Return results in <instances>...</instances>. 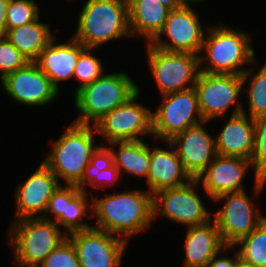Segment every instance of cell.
I'll return each instance as SVG.
<instances>
[{
  "mask_svg": "<svg viewBox=\"0 0 266 267\" xmlns=\"http://www.w3.org/2000/svg\"><path fill=\"white\" fill-rule=\"evenodd\" d=\"M92 196L93 228L106 231L129 242L131 236L147 230L153 223V195L137 189L121 193ZM94 197V198H93Z\"/></svg>",
  "mask_w": 266,
  "mask_h": 267,
  "instance_id": "6da1fadb",
  "label": "cell"
},
{
  "mask_svg": "<svg viewBox=\"0 0 266 267\" xmlns=\"http://www.w3.org/2000/svg\"><path fill=\"white\" fill-rule=\"evenodd\" d=\"M214 203L224 201L222 207L213 214L223 243L235 245L249 235L265 218L259 213L246 191L225 193L217 196Z\"/></svg>",
  "mask_w": 266,
  "mask_h": 267,
  "instance_id": "30bf717a",
  "label": "cell"
},
{
  "mask_svg": "<svg viewBox=\"0 0 266 267\" xmlns=\"http://www.w3.org/2000/svg\"><path fill=\"white\" fill-rule=\"evenodd\" d=\"M113 152L114 165L119 169L147 180L150 164V146L143 140L116 141L108 144ZM114 147H118L117 150Z\"/></svg>",
  "mask_w": 266,
  "mask_h": 267,
  "instance_id": "d4e9b609",
  "label": "cell"
},
{
  "mask_svg": "<svg viewBox=\"0 0 266 267\" xmlns=\"http://www.w3.org/2000/svg\"><path fill=\"white\" fill-rule=\"evenodd\" d=\"M233 247H237L239 257L244 263L255 267H266V218Z\"/></svg>",
  "mask_w": 266,
  "mask_h": 267,
  "instance_id": "4316f807",
  "label": "cell"
},
{
  "mask_svg": "<svg viewBox=\"0 0 266 267\" xmlns=\"http://www.w3.org/2000/svg\"><path fill=\"white\" fill-rule=\"evenodd\" d=\"M200 22L191 6L172 9L162 30L149 44L164 51L199 55L206 34ZM162 35L169 41L162 39Z\"/></svg>",
  "mask_w": 266,
  "mask_h": 267,
  "instance_id": "4fadbf2b",
  "label": "cell"
},
{
  "mask_svg": "<svg viewBox=\"0 0 266 267\" xmlns=\"http://www.w3.org/2000/svg\"><path fill=\"white\" fill-rule=\"evenodd\" d=\"M119 177V169L113 165L110 168L101 170L98 174H84L82 180L76 186L88 194L86 189L87 186L90 185L94 188H105L113 185L115 182L117 183L116 180H119Z\"/></svg>",
  "mask_w": 266,
  "mask_h": 267,
  "instance_id": "e575fe53",
  "label": "cell"
},
{
  "mask_svg": "<svg viewBox=\"0 0 266 267\" xmlns=\"http://www.w3.org/2000/svg\"><path fill=\"white\" fill-rule=\"evenodd\" d=\"M114 165V156L109 146H98L91 156L84 174H98L101 170Z\"/></svg>",
  "mask_w": 266,
  "mask_h": 267,
  "instance_id": "d590c367",
  "label": "cell"
},
{
  "mask_svg": "<svg viewBox=\"0 0 266 267\" xmlns=\"http://www.w3.org/2000/svg\"><path fill=\"white\" fill-rule=\"evenodd\" d=\"M63 185L61 184L52 194L42 218L56 222L61 217L62 213H65L66 203H69L80 191L76 185H66L65 182ZM48 213L54 215V219L51 218L50 216L52 215Z\"/></svg>",
  "mask_w": 266,
  "mask_h": 267,
  "instance_id": "836d02e7",
  "label": "cell"
},
{
  "mask_svg": "<svg viewBox=\"0 0 266 267\" xmlns=\"http://www.w3.org/2000/svg\"><path fill=\"white\" fill-rule=\"evenodd\" d=\"M1 85L10 98L31 107L46 105L59 94L35 61L8 74L1 80Z\"/></svg>",
  "mask_w": 266,
  "mask_h": 267,
  "instance_id": "9a60e30c",
  "label": "cell"
},
{
  "mask_svg": "<svg viewBox=\"0 0 266 267\" xmlns=\"http://www.w3.org/2000/svg\"><path fill=\"white\" fill-rule=\"evenodd\" d=\"M149 70L162 95L184 91L195 86L199 56L186 52H170L147 43Z\"/></svg>",
  "mask_w": 266,
  "mask_h": 267,
  "instance_id": "52a82bcc",
  "label": "cell"
},
{
  "mask_svg": "<svg viewBox=\"0 0 266 267\" xmlns=\"http://www.w3.org/2000/svg\"><path fill=\"white\" fill-rule=\"evenodd\" d=\"M60 185L58 178L41 162L31 176L15 190V219L42 217L52 194Z\"/></svg>",
  "mask_w": 266,
  "mask_h": 267,
  "instance_id": "2e32d148",
  "label": "cell"
},
{
  "mask_svg": "<svg viewBox=\"0 0 266 267\" xmlns=\"http://www.w3.org/2000/svg\"><path fill=\"white\" fill-rule=\"evenodd\" d=\"M91 201V202H90ZM90 215L88 216V214ZM92 198L86 192L80 190L70 201L66 203L65 213L55 222L60 228L65 227L67 235L76 231L88 230L93 225L83 222V217L92 218Z\"/></svg>",
  "mask_w": 266,
  "mask_h": 267,
  "instance_id": "484cf974",
  "label": "cell"
},
{
  "mask_svg": "<svg viewBox=\"0 0 266 267\" xmlns=\"http://www.w3.org/2000/svg\"><path fill=\"white\" fill-rule=\"evenodd\" d=\"M232 249V250H231ZM235 249L233 246H226L219 254H216L205 267H237L239 261L241 260L238 251H233ZM233 251L234 256L231 258L228 256H220L221 253L225 251ZM218 256H220L218 258Z\"/></svg>",
  "mask_w": 266,
  "mask_h": 267,
  "instance_id": "8d00e7d4",
  "label": "cell"
},
{
  "mask_svg": "<svg viewBox=\"0 0 266 267\" xmlns=\"http://www.w3.org/2000/svg\"><path fill=\"white\" fill-rule=\"evenodd\" d=\"M80 267H120L127 241L106 231L90 228L67 235Z\"/></svg>",
  "mask_w": 266,
  "mask_h": 267,
  "instance_id": "5bb4252c",
  "label": "cell"
},
{
  "mask_svg": "<svg viewBox=\"0 0 266 267\" xmlns=\"http://www.w3.org/2000/svg\"><path fill=\"white\" fill-rule=\"evenodd\" d=\"M131 36H144L150 43L162 30L170 9L159 0H128Z\"/></svg>",
  "mask_w": 266,
  "mask_h": 267,
  "instance_id": "603a6c76",
  "label": "cell"
},
{
  "mask_svg": "<svg viewBox=\"0 0 266 267\" xmlns=\"http://www.w3.org/2000/svg\"><path fill=\"white\" fill-rule=\"evenodd\" d=\"M94 48H86L80 55L74 69V78L80 82L75 93L87 84L92 83L105 72L99 58L92 54Z\"/></svg>",
  "mask_w": 266,
  "mask_h": 267,
  "instance_id": "f546056e",
  "label": "cell"
},
{
  "mask_svg": "<svg viewBox=\"0 0 266 267\" xmlns=\"http://www.w3.org/2000/svg\"><path fill=\"white\" fill-rule=\"evenodd\" d=\"M162 5L168 7L170 10L183 7L180 0H159Z\"/></svg>",
  "mask_w": 266,
  "mask_h": 267,
  "instance_id": "f35d334b",
  "label": "cell"
},
{
  "mask_svg": "<svg viewBox=\"0 0 266 267\" xmlns=\"http://www.w3.org/2000/svg\"><path fill=\"white\" fill-rule=\"evenodd\" d=\"M199 182L193 179L189 183L164 189L153 195V219L157 215L178 224L191 227L210 221L213 216L202 202V197L194 188H198Z\"/></svg>",
  "mask_w": 266,
  "mask_h": 267,
  "instance_id": "8fae6325",
  "label": "cell"
},
{
  "mask_svg": "<svg viewBox=\"0 0 266 267\" xmlns=\"http://www.w3.org/2000/svg\"><path fill=\"white\" fill-rule=\"evenodd\" d=\"M76 26L73 37L86 48L130 36L128 0H87Z\"/></svg>",
  "mask_w": 266,
  "mask_h": 267,
  "instance_id": "5b68a950",
  "label": "cell"
},
{
  "mask_svg": "<svg viewBox=\"0 0 266 267\" xmlns=\"http://www.w3.org/2000/svg\"><path fill=\"white\" fill-rule=\"evenodd\" d=\"M139 91L140 87L126 72L104 73L74 93L75 107L80 113L73 122L94 126L110 111L127 103Z\"/></svg>",
  "mask_w": 266,
  "mask_h": 267,
  "instance_id": "3957f363",
  "label": "cell"
},
{
  "mask_svg": "<svg viewBox=\"0 0 266 267\" xmlns=\"http://www.w3.org/2000/svg\"><path fill=\"white\" fill-rule=\"evenodd\" d=\"M251 167L249 159L217 154L196 180L203 186L206 197L214 200L225 193L244 191L243 179Z\"/></svg>",
  "mask_w": 266,
  "mask_h": 267,
  "instance_id": "e0dca14e",
  "label": "cell"
},
{
  "mask_svg": "<svg viewBox=\"0 0 266 267\" xmlns=\"http://www.w3.org/2000/svg\"><path fill=\"white\" fill-rule=\"evenodd\" d=\"M254 170V193L260 195L266 185V115L254 118V148L251 157Z\"/></svg>",
  "mask_w": 266,
  "mask_h": 267,
  "instance_id": "83f0119b",
  "label": "cell"
},
{
  "mask_svg": "<svg viewBox=\"0 0 266 267\" xmlns=\"http://www.w3.org/2000/svg\"><path fill=\"white\" fill-rule=\"evenodd\" d=\"M161 103L152 112L153 138L156 140H163L165 143L187 128L204 122L194 87L162 95Z\"/></svg>",
  "mask_w": 266,
  "mask_h": 267,
  "instance_id": "9c48e42d",
  "label": "cell"
},
{
  "mask_svg": "<svg viewBox=\"0 0 266 267\" xmlns=\"http://www.w3.org/2000/svg\"><path fill=\"white\" fill-rule=\"evenodd\" d=\"M10 0H0V37H4L7 32V9Z\"/></svg>",
  "mask_w": 266,
  "mask_h": 267,
  "instance_id": "74e56055",
  "label": "cell"
},
{
  "mask_svg": "<svg viewBox=\"0 0 266 267\" xmlns=\"http://www.w3.org/2000/svg\"><path fill=\"white\" fill-rule=\"evenodd\" d=\"M9 234L18 267H38L67 238L54 221L42 217L13 221Z\"/></svg>",
  "mask_w": 266,
  "mask_h": 267,
  "instance_id": "8992f818",
  "label": "cell"
},
{
  "mask_svg": "<svg viewBox=\"0 0 266 267\" xmlns=\"http://www.w3.org/2000/svg\"><path fill=\"white\" fill-rule=\"evenodd\" d=\"M34 0H10L7 9V29L23 26L40 17Z\"/></svg>",
  "mask_w": 266,
  "mask_h": 267,
  "instance_id": "4dcf8cb0",
  "label": "cell"
},
{
  "mask_svg": "<svg viewBox=\"0 0 266 267\" xmlns=\"http://www.w3.org/2000/svg\"><path fill=\"white\" fill-rule=\"evenodd\" d=\"M202 122L187 128L169 142L176 150L184 168L196 179L217 155L215 137L208 133Z\"/></svg>",
  "mask_w": 266,
  "mask_h": 267,
  "instance_id": "ac0fdd59",
  "label": "cell"
},
{
  "mask_svg": "<svg viewBox=\"0 0 266 267\" xmlns=\"http://www.w3.org/2000/svg\"><path fill=\"white\" fill-rule=\"evenodd\" d=\"M38 267H80L72 242L63 240Z\"/></svg>",
  "mask_w": 266,
  "mask_h": 267,
  "instance_id": "d6a6232c",
  "label": "cell"
},
{
  "mask_svg": "<svg viewBox=\"0 0 266 267\" xmlns=\"http://www.w3.org/2000/svg\"><path fill=\"white\" fill-rule=\"evenodd\" d=\"M95 133L97 132L93 125L72 122L58 140L50 141V150L42 162L58 181L60 178L66 185H77L82 180L85 168L99 146L94 139Z\"/></svg>",
  "mask_w": 266,
  "mask_h": 267,
  "instance_id": "277c9868",
  "label": "cell"
},
{
  "mask_svg": "<svg viewBox=\"0 0 266 267\" xmlns=\"http://www.w3.org/2000/svg\"><path fill=\"white\" fill-rule=\"evenodd\" d=\"M237 267H255L249 264L244 263L242 260L239 261Z\"/></svg>",
  "mask_w": 266,
  "mask_h": 267,
  "instance_id": "60d3db41",
  "label": "cell"
},
{
  "mask_svg": "<svg viewBox=\"0 0 266 267\" xmlns=\"http://www.w3.org/2000/svg\"><path fill=\"white\" fill-rule=\"evenodd\" d=\"M205 32L206 36L198 55L200 72L243 75L247 70L243 66L257 62L251 35L245 31L221 24L211 26ZM205 60L208 61L206 67L203 66Z\"/></svg>",
  "mask_w": 266,
  "mask_h": 267,
  "instance_id": "7a4b0ae2",
  "label": "cell"
},
{
  "mask_svg": "<svg viewBox=\"0 0 266 267\" xmlns=\"http://www.w3.org/2000/svg\"><path fill=\"white\" fill-rule=\"evenodd\" d=\"M139 95L140 91L94 125L97 134L99 133L108 144L116 141L143 140L145 135L153 137V110L138 104Z\"/></svg>",
  "mask_w": 266,
  "mask_h": 267,
  "instance_id": "7c38bea8",
  "label": "cell"
},
{
  "mask_svg": "<svg viewBox=\"0 0 266 267\" xmlns=\"http://www.w3.org/2000/svg\"><path fill=\"white\" fill-rule=\"evenodd\" d=\"M184 267H205L226 245L223 243L215 220L187 228Z\"/></svg>",
  "mask_w": 266,
  "mask_h": 267,
  "instance_id": "7402d4cb",
  "label": "cell"
},
{
  "mask_svg": "<svg viewBox=\"0 0 266 267\" xmlns=\"http://www.w3.org/2000/svg\"><path fill=\"white\" fill-rule=\"evenodd\" d=\"M242 83L243 87H245L246 83L248 84L246 86L248 107H249L248 116L253 119L260 116H265L266 115V62L257 73H254L253 69L247 68L245 73L242 75Z\"/></svg>",
  "mask_w": 266,
  "mask_h": 267,
  "instance_id": "f1b7e54d",
  "label": "cell"
},
{
  "mask_svg": "<svg viewBox=\"0 0 266 267\" xmlns=\"http://www.w3.org/2000/svg\"><path fill=\"white\" fill-rule=\"evenodd\" d=\"M183 6H189V3H194V2H201L203 0H180Z\"/></svg>",
  "mask_w": 266,
  "mask_h": 267,
  "instance_id": "ab89813d",
  "label": "cell"
},
{
  "mask_svg": "<svg viewBox=\"0 0 266 267\" xmlns=\"http://www.w3.org/2000/svg\"><path fill=\"white\" fill-rule=\"evenodd\" d=\"M172 149L150 147V164L147 175L149 192L154 195L164 189L183 186L193 180L177 156L173 145L166 141Z\"/></svg>",
  "mask_w": 266,
  "mask_h": 267,
  "instance_id": "ffe728a7",
  "label": "cell"
},
{
  "mask_svg": "<svg viewBox=\"0 0 266 267\" xmlns=\"http://www.w3.org/2000/svg\"><path fill=\"white\" fill-rule=\"evenodd\" d=\"M56 37L41 51L35 60L41 71L50 79L52 85L59 91V82L74 78L79 55L86 49L74 37L67 42L56 44Z\"/></svg>",
  "mask_w": 266,
  "mask_h": 267,
  "instance_id": "d6986e66",
  "label": "cell"
},
{
  "mask_svg": "<svg viewBox=\"0 0 266 267\" xmlns=\"http://www.w3.org/2000/svg\"><path fill=\"white\" fill-rule=\"evenodd\" d=\"M229 117L215 137L217 154L251 160L254 148V119L247 116L246 110Z\"/></svg>",
  "mask_w": 266,
  "mask_h": 267,
  "instance_id": "44dd1931",
  "label": "cell"
},
{
  "mask_svg": "<svg viewBox=\"0 0 266 267\" xmlns=\"http://www.w3.org/2000/svg\"><path fill=\"white\" fill-rule=\"evenodd\" d=\"M29 60L10 41L0 37V78L3 80L8 74L25 66Z\"/></svg>",
  "mask_w": 266,
  "mask_h": 267,
  "instance_id": "1f68e13d",
  "label": "cell"
},
{
  "mask_svg": "<svg viewBox=\"0 0 266 267\" xmlns=\"http://www.w3.org/2000/svg\"><path fill=\"white\" fill-rule=\"evenodd\" d=\"M40 17L23 26L7 29L6 38L14 45L29 61H35L41 51L55 37L48 24L39 21Z\"/></svg>",
  "mask_w": 266,
  "mask_h": 267,
  "instance_id": "cb8c5ba5",
  "label": "cell"
},
{
  "mask_svg": "<svg viewBox=\"0 0 266 267\" xmlns=\"http://www.w3.org/2000/svg\"><path fill=\"white\" fill-rule=\"evenodd\" d=\"M194 88L205 122L225 116L231 105H234L231 115L244 110L238 99L243 90L242 75L200 72Z\"/></svg>",
  "mask_w": 266,
  "mask_h": 267,
  "instance_id": "ba28073f",
  "label": "cell"
}]
</instances>
